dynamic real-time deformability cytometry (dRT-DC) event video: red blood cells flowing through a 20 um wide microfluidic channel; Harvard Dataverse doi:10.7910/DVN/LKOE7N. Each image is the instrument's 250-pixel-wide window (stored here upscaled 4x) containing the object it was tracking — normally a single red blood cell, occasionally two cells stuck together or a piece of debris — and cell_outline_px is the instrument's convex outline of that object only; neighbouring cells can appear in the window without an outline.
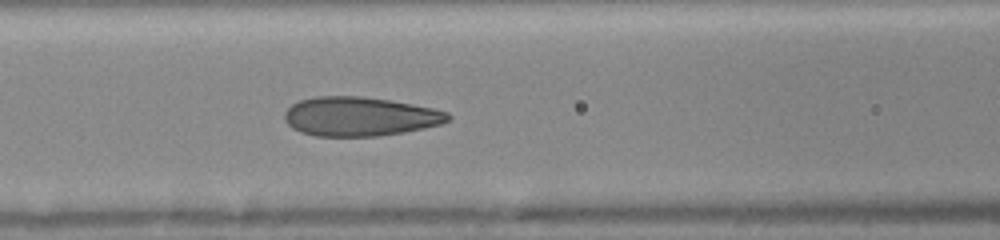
{"species": "human", "species_latin": "Homo sapiens", "temperature_condition": "room temperature", "stored_images_in_passage": 9, "camera_frame_rate_fps": 3000, "um_per_image_px": 0.085, "donor": {"sex": "female"}, "frame": {"image": 1, "passage_image": 9, "time_ms": 5.333, "image_size_px": [1000, 240], "cell_outline_px": [[452, 116], [448, 120], [440, 124], [424, 128], [404, 132], [380, 136], [316, 136], [300, 132], [292, 128], [284, 120], [284, 112], [292, 104], [300, 100], [316, 96], [364, 96], [412, 104], [432, 108], [448, 112]], "centroid_in_image_um": [30.56, 9.9], "position_along_channel_um": 136.0, "area_um2": 37.34}}